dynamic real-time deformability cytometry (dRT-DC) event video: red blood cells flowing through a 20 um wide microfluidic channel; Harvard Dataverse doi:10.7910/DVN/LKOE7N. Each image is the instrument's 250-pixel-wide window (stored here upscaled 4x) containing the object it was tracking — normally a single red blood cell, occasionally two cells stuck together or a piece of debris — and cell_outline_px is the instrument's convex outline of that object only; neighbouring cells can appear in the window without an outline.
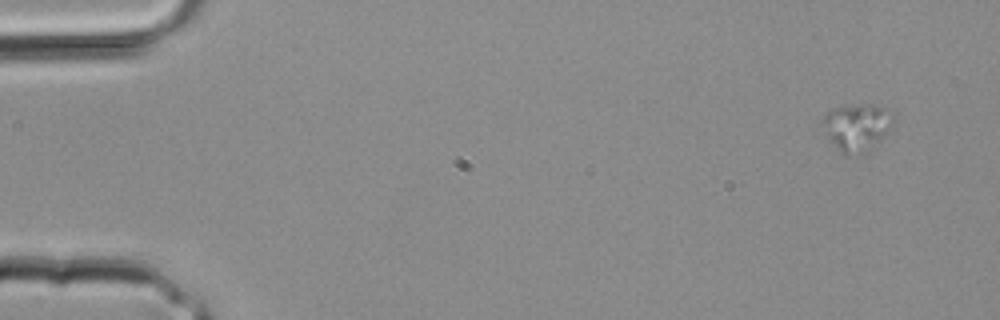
{"species": "common noctule bat (a hibernating species)", "species_latin": "Nyctalus noctula", "temperature_condition": "room temperature", "stored_images_in_passage": 4, "camera_frame_rate_fps": 3000, "um_per_image_px": 0.085, "animal": {"sex": "male", "body_mass_g": 20.4}, "frame": {"image": 1, "passage_image": 1, "time_ms": 0.0, "image_size_px": [1000, 320], "cell_outline_px": [[896, 116], [888, 132], [884, 136], [864, 152], [840, 152], [832, 144], [820, 120], [824, 112], [832, 108], [868, 104], [872, 104], [888, 108], [896, 112]], "centroid_in_image_um": [72.86, 10.73], "position_along_channel_um": 12.1, "area_um2": 19.31}}